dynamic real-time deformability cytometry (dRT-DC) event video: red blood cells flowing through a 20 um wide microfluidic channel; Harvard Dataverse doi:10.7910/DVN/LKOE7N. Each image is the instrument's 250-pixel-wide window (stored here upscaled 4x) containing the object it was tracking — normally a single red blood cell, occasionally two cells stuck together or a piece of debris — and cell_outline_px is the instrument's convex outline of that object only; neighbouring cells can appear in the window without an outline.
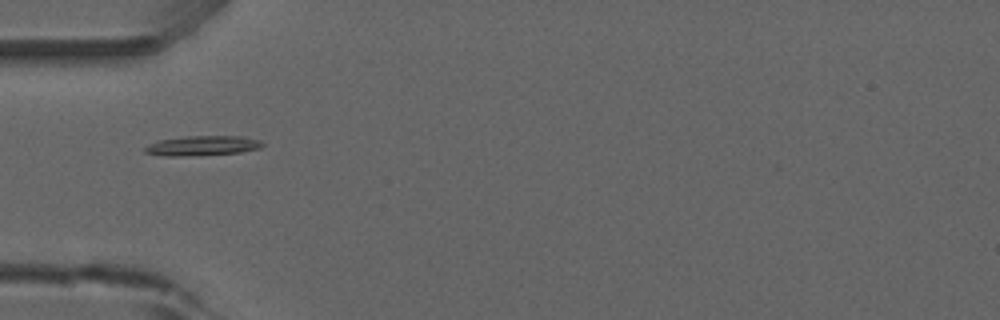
{"species": "common noctule bat (a hibernating species)", "species_latin": "Nyctalus noctula", "temperature_condition": "room temperature", "stored_images_in_passage": 37, "camera_frame_rate_fps": 3000, "um_per_image_px": 0.085, "animal": {"sex": "male", "forearm_length_mm": 52.5}, "frame": {"image": 1, "passage_image": 1, "time_ms": 0.0, "image_size_px": [1000, 320], "cell_outline_px": [[264, 144], [260, 148], [240, 152], [180, 156], [164, 156], [144, 152], [144, 148], [148, 144], [156, 140], [184, 136], [240, 136], [260, 140]], "centroid_in_image_um": [17.15, 12.37], "position_along_channel_um": 67.8, "area_um2": 13.53}}
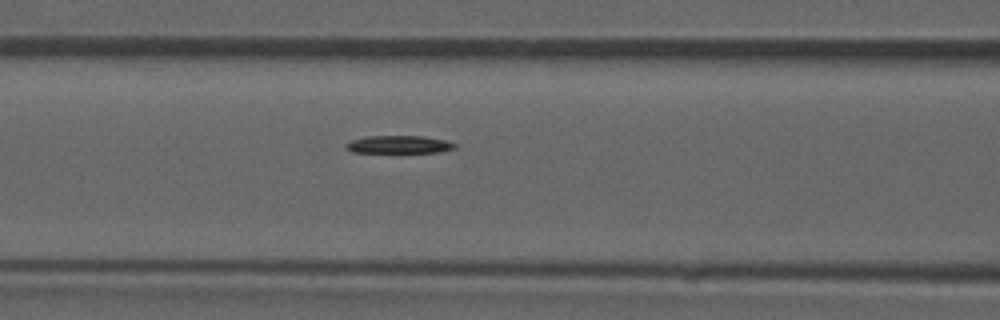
{"frame": {"image": 2, "passage_image": 6, "time_ms": 1.667, "image_size_px": [1000, 320], "cell_outline_px": [[456, 148], [440, 152], [352, 152], [344, 148], [344, 144], [352, 140], [368, 136], [424, 136], [448, 140], [456, 144]], "centroid_in_image_um": [33.93, 12.28], "position_along_channel_um": 132.7, "area_um2": 11.33}}